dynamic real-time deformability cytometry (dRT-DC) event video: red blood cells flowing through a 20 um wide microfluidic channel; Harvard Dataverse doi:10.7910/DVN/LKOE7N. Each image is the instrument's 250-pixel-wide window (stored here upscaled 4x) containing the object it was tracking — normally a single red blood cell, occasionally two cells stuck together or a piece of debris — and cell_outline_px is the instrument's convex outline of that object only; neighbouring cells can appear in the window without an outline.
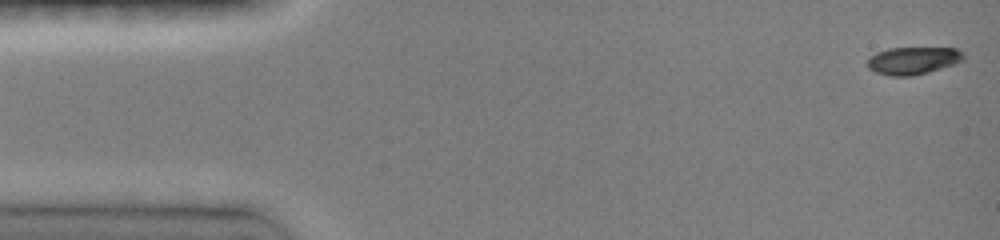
{"species": "common noctule bat (a hibernating species)", "species_latin": "Nyctalus noctula", "temperature_condition": "room temperature", "stored_images_in_passage": 29, "camera_frame_rate_fps": 3000, "um_per_image_px": 0.085, "animal": {"sex": "female", "body_mass_g": 19.0, "forearm_length_mm": 51.5}, "frame": {"image": 1, "passage_image": 1, "time_ms": 0.0, "image_size_px": [1000, 240], "cell_outline_px": [[964, 60], [928, 72], [912, 76], [892, 76], [876, 72], [868, 68], [868, 60], [876, 52], [888, 48], [956, 48], [964, 52]], "centroid_in_image_um": [77.62, 5.14], "position_along_channel_um": 7.4, "area_um2": 15.26}}
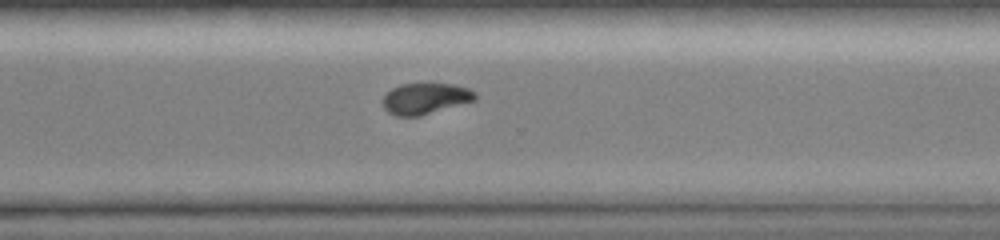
{"frame": {"image": 2, "passage_image": 21, "time_ms": 11.0, "image_size_px": [1000, 240], "cell_outline_px": [[476, 100], [420, 116], [396, 116], [388, 112], [384, 108], [384, 96], [392, 88], [400, 84], [452, 84], [468, 88], [476, 92]], "centroid_in_image_um": [36.17, 8.38], "position_along_channel_um": 334.4, "area_um2": 16.59}}
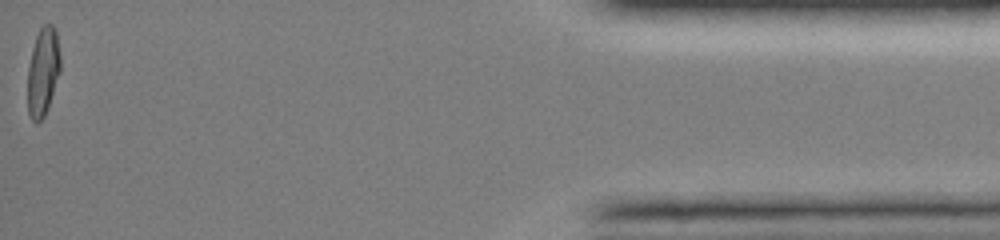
{"frame": {"image": 3, "passage_image": 29, "time_ms": 15.333, "image_size_px": [1000, 240], "cell_outline_px": [[60, 72], [44, 116], [36, 124], [32, 120], [28, 112], [28, 68], [32, 48], [36, 36], [40, 28], [44, 24], [52, 24], [56, 28], [60, 56]], "centroid_in_image_um": [3.65, 6.05], "position_along_channel_um": 431.5, "area_um2": 16.76}, "authors_computed_cell_mechanics": {"area_um2": 17.2244, "velocity_mm_per_s": 4.0752, "shape_relaxation_time_tau1_ms": 3.7588, "shape_relaxation_time_tau2_ms": 2.3794, "deformation_change_tau1": 0.1199, "deformation_change_tau2": 0.0556}}